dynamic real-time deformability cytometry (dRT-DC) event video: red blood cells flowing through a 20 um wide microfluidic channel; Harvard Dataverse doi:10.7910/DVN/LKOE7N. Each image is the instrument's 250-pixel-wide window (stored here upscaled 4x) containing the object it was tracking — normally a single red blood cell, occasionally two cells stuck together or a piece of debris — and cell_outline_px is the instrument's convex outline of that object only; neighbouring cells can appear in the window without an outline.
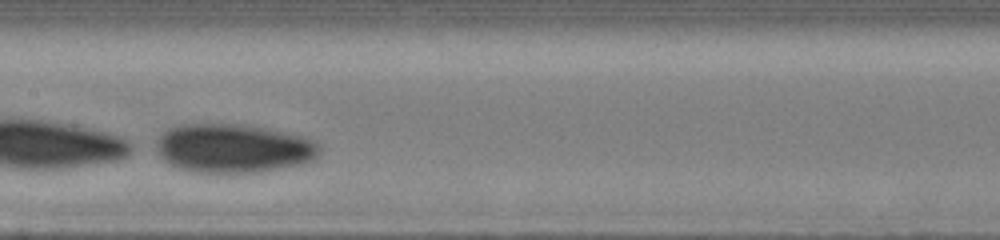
{"species": "human", "species_latin": "Homo sapiens", "temperature_condition": "cold", "stored_images_in_passage": 30, "camera_frame_rate_fps": 3000, "um_per_image_px": 0.085, "donor": {"sex": "male"}, "frame": {"image": 1, "passage_image": 13, "time_ms": 4.0, "image_size_px": [1000, 240], "cell_outline_px": [[320, 152], [316, 160], [304, 164], [256, 172], [192, 172], [180, 168], [164, 160], [156, 152], [156, 140], [168, 128], [180, 124], [240, 124], [268, 128], [308, 136], [316, 140], [320, 144]], "centroid_in_image_um": [19.9, 12.59], "position_along_channel_um": 187.5, "area_um2": 47.05}}
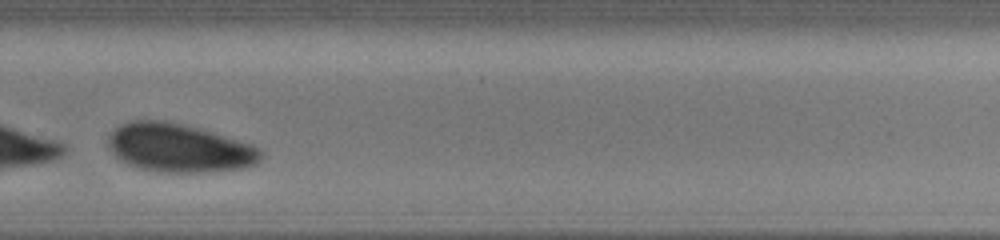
{"frame": {"image": 2, "passage_image": 23, "time_ms": 7.333, "image_size_px": [1000, 240], "cell_outline_px": [[264, 156], [256, 164], [248, 168], [204, 172], [156, 172], [140, 168], [128, 164], [120, 160], [112, 152], [108, 144], [108, 136], [120, 124], [128, 120], [164, 120], [184, 124], [200, 128], [252, 144], [260, 148], [264, 152]], "centroid_in_image_um": [15.26, 12.57], "position_along_channel_um": 314.5, "area_um2": 43.64}}
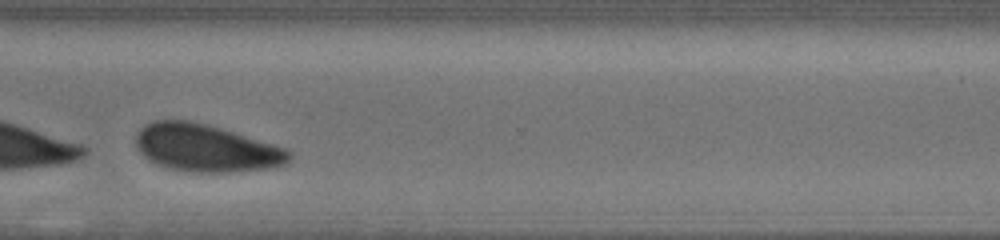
{"frame": {"image": 3, "passage_image": 26, "time_ms": 8.333, "image_size_px": [1000, 240], "cell_outline_px": [[292, 156], [288, 164], [272, 168], [228, 172], [192, 172], [168, 168], [156, 164], [144, 156], [140, 152], [136, 144], [136, 136], [140, 128], [144, 124], [152, 120], [188, 120], [220, 128], [272, 144], [284, 148], [292, 152]], "centroid_in_image_um": [17.5, 12.59], "position_along_channel_um": 353.1, "area_um2": 42.25}}